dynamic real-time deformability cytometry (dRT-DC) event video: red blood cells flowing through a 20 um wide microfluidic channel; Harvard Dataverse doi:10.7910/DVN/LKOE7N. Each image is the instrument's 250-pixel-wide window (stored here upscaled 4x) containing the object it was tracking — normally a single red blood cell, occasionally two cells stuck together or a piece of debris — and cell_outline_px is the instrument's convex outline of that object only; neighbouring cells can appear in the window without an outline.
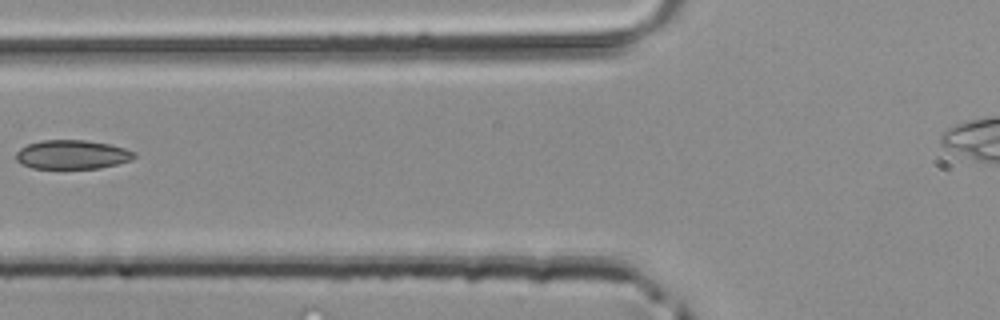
{"species": "common noctule bat (a hibernating species)", "species_latin": "Nyctalus noctula", "temperature_condition": "room temperature", "stored_images_in_passage": 4, "camera_frame_rate_fps": 3000, "um_per_image_px": 0.085, "animal": {"sex": "male", "body_mass_g": 20.4}, "frame": {"image": 1, "passage_image": 4, "time_ms": 1.0, "image_size_px": [1000, 320], "cell_outline_px": [[136, 156], [132, 160], [100, 168], [32, 168], [16, 160], [16, 152], [20, 148], [28, 144], [44, 140], [84, 140], [108, 144], [124, 148], [136, 152]], "centroid_in_image_um": [6.15, 13.14], "position_along_channel_um": 119.7, "area_um2": 19.83}}